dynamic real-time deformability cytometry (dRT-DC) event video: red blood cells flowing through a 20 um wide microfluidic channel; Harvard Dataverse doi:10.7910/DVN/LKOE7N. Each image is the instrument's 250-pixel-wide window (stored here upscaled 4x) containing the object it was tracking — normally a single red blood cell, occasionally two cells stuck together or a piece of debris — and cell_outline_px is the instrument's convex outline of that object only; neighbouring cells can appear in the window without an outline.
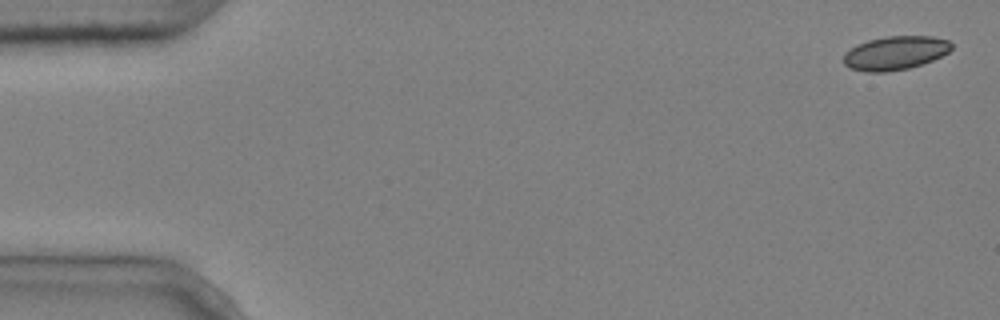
{"species": "common noctule bat (a hibernating species)", "species_latin": "Nyctalus noctula", "temperature_condition": "cold", "stored_images_in_passage": 5, "camera_frame_rate_fps": 3000, "um_per_image_px": 0.085, "animal": {"sex": "male", "body_mass_g": 20.4}, "frame": {"image": 1, "passage_image": 1, "time_ms": 0.0, "image_size_px": [1000, 320], "cell_outline_px": [[952, 48], [948, 52], [932, 60], [908, 68], [884, 72], [864, 72], [848, 68], [844, 64], [844, 52], [856, 44], [868, 40], [888, 36], [932, 36], [948, 40], [952, 44]], "centroid_in_image_um": [76.05, 4.5], "position_along_channel_um": 8.9, "area_um2": 21.21}}
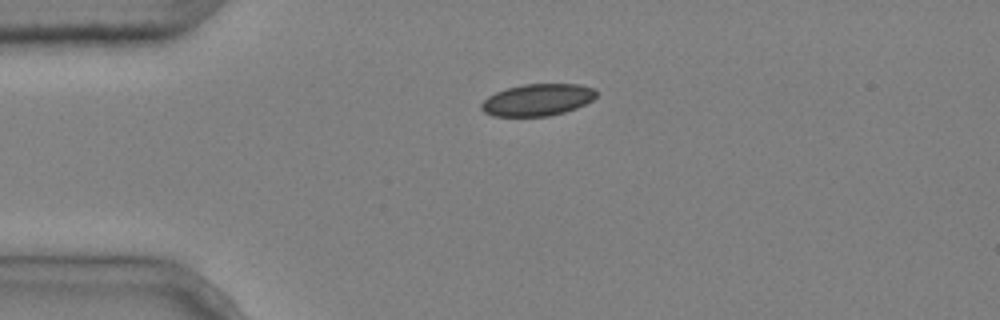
{"frame": {"image": 2, "passage_image": 4, "time_ms": 1.0, "image_size_px": [1000, 320], "cell_outline_px": [[596, 96], [592, 100], [576, 108], [564, 112], [548, 116], [492, 116], [484, 112], [480, 108], [480, 104], [488, 96], [496, 92], [508, 88], [524, 84], [580, 84], [596, 88]], "centroid_in_image_um": [45.69, 8.48], "position_along_channel_um": 39.3, "area_um2": 21.39}}